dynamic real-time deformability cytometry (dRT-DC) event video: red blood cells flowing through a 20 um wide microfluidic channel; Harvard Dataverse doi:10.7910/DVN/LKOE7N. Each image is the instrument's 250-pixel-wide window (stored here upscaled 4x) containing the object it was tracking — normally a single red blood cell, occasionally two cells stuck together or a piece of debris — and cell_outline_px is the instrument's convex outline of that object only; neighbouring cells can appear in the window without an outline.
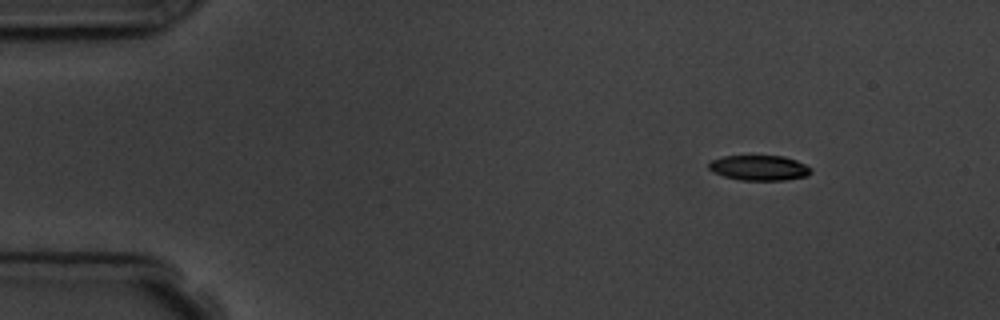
{"species": "common noctule bat (a hibernating species)", "species_latin": "Nyctalus noctula", "temperature_condition": "room temperature", "stored_images_in_passage": 4, "camera_frame_rate_fps": 3000, "um_per_image_px": 0.085, "animal": {"sex": "male", "body_mass_g": 19.5, "forearm_length_mm": 54.6}, "frame": {"image": 1, "passage_image": 1, "time_ms": 0.0, "image_size_px": [1000, 320], "cell_outline_px": [[812, 172], [808, 176], [784, 180], [740, 180], [724, 176], [708, 168], [708, 164], [712, 160], [724, 156], [784, 156], [796, 160], [812, 168]], "centroid_in_image_um": [64.57, 14.27], "position_along_channel_um": 20.4, "area_um2": 14.91}}
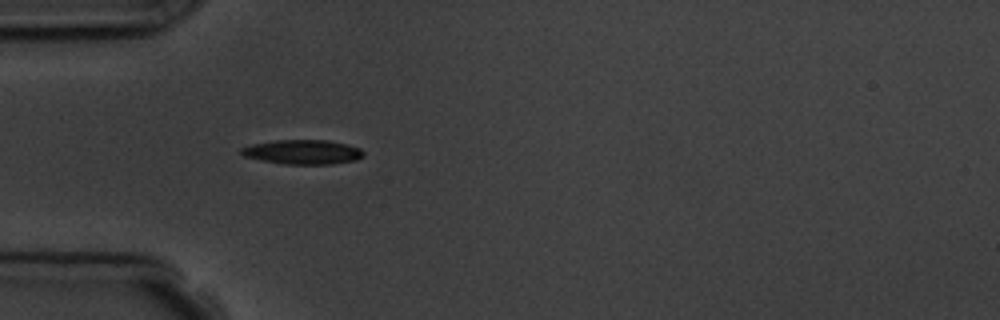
{"frame": {"image": 2, "passage_image": 4, "time_ms": 3.333, "image_size_px": [1000, 320], "cell_outline_px": [[364, 156], [356, 160], [332, 164], [284, 164], [244, 156], [240, 152], [240, 148], [252, 144], [276, 140], [328, 140], [348, 144], [360, 148], [364, 152]], "centroid_in_image_um": [25.77, 12.91], "position_along_channel_um": 59.2, "area_um2": 17.4}}